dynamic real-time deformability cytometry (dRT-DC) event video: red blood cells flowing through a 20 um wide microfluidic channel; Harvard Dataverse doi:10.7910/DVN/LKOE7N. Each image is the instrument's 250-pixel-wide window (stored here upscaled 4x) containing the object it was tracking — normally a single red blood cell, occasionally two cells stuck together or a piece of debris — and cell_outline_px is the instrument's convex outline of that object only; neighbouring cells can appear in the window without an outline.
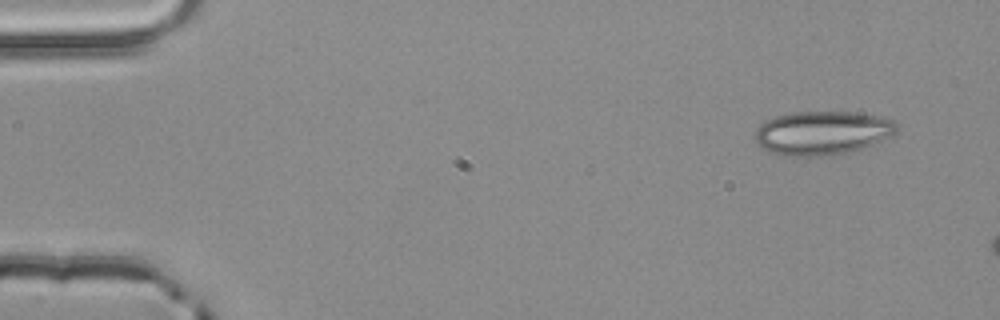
{"species": "common noctule bat (a hibernating species)", "species_latin": "Nyctalus noctula", "temperature_condition": "room temperature", "stored_images_in_passage": 3, "camera_frame_rate_fps": 3000, "um_per_image_px": 0.085, "animal": {"sex": "male", "body_mass_g": 20.4}, "frame": {"image": 1, "passage_image": 1, "time_ms": 0.0, "image_size_px": [1000, 320], "cell_outline_px": [[900, 128], [892, 136], [872, 144], [860, 148], [844, 152], [820, 156], [792, 156], [772, 152], [760, 148], [756, 140], [756, 128], [764, 120], [776, 116], [792, 112], [852, 112], [880, 116], [892, 120], [900, 124]], "centroid_in_image_um": [69.9, 11.28], "position_along_channel_um": 15.1, "area_um2": 36.07}}